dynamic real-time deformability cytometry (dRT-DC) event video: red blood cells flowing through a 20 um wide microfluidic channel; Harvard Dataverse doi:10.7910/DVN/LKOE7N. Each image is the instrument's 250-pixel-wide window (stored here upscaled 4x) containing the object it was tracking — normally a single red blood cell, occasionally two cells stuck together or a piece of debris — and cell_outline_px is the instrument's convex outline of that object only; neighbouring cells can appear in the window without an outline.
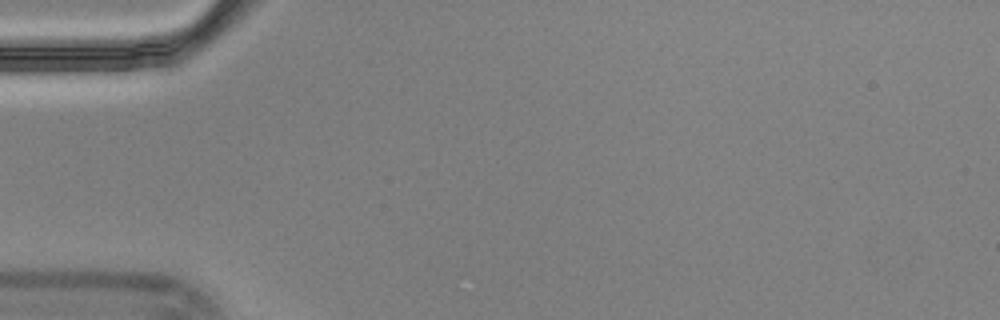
{"species": "Egyptian fruit bat (a non-hibernating species)", "species_latin": "Rousettus aegyptiacus", "temperature_condition": "cold", "stored_images_in_passage": 4, "camera_frame_rate_fps": 3000, "um_per_image_px": 0.085, "animal": {"sex": "male"}, "frame": {"image": 1, "passage_image": 1, "time_ms": 0.0, "image_size_px": [1000, 320], "cell_outline_px": [[280, 52], [228, 92], [216, 92], [216, 88], [228, 68], [280, 28]], "centroid_in_image_um": [21.28, 5.34], "position_along_channel_um": 63.7, "area_um2": 10.23}}